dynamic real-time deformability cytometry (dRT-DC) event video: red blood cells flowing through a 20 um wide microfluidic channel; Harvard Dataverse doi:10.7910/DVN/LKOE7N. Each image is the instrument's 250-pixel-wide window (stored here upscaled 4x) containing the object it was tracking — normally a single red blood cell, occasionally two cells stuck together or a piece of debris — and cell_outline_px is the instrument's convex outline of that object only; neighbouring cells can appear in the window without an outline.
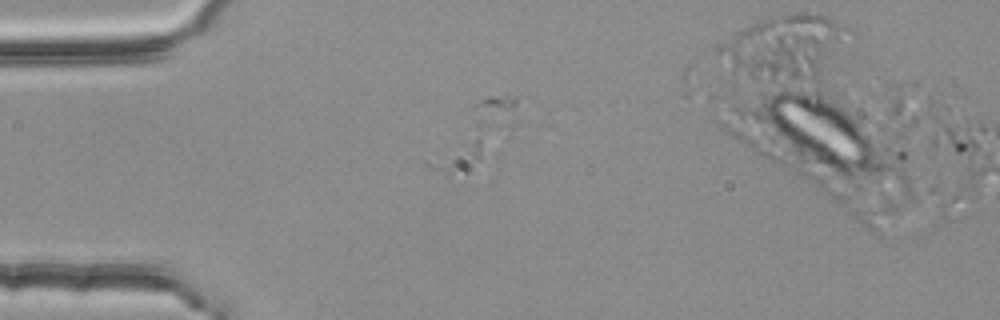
{"species": "common noctule bat (a hibernating species)", "species_latin": "Nyctalus noctula", "temperature_condition": "room temperature", "stored_images_in_passage": 49, "camera_frame_rate_fps": 3000, "um_per_image_px": 0.085, "animal": {"sex": "female", "body_mass_g": 25.1}, "frame": {"image": 1, "passage_image": 7, "time_ms": 2.0, "image_size_px": [1000, 320], "cell_outline_px": [[488, 152], [464, 172], [444, 172], [432, 168], [424, 160], [476, 124], [484, 124]], "centroid_in_image_um": [39.18, 12.88], "position_along_channel_um": 45.8, "area_um2": 12.66}}